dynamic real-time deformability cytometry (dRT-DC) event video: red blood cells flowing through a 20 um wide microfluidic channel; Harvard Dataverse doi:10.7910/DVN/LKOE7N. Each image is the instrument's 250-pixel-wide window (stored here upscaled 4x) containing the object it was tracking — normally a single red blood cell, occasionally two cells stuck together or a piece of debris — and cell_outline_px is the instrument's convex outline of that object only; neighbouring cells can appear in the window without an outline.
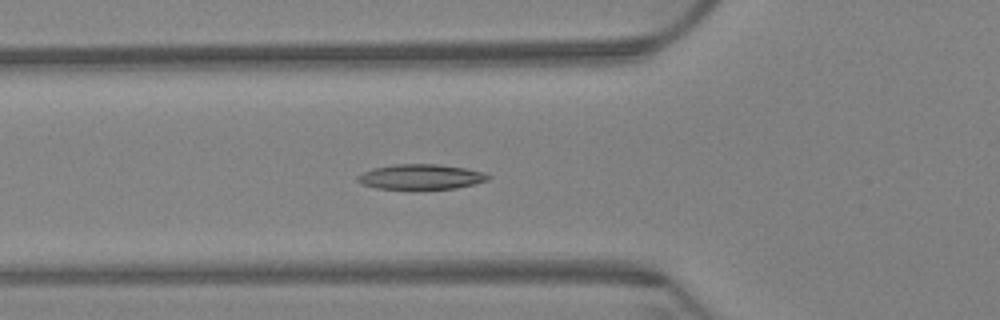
{"species": "Egyptian fruit bat (a non-hibernating species)", "species_latin": "Rousettus aegyptiacus", "temperature_condition": "warm", "stored_images_in_passage": 6, "camera_frame_rate_fps": 3000, "um_per_image_px": 0.085, "animal": {"sex": "female"}, "frame": {"image": 1, "passage_image": 6, "time_ms": 1.667, "image_size_px": [1000, 320], "cell_outline_px": [[492, 176], [488, 180], [456, 188], [376, 188], [364, 184], [356, 180], [356, 176], [372, 168], [392, 164], [440, 164], [464, 168], [484, 172]], "centroid_in_image_um": [35.77, 15.01], "position_along_channel_um": 90.0, "area_um2": 18.84}}